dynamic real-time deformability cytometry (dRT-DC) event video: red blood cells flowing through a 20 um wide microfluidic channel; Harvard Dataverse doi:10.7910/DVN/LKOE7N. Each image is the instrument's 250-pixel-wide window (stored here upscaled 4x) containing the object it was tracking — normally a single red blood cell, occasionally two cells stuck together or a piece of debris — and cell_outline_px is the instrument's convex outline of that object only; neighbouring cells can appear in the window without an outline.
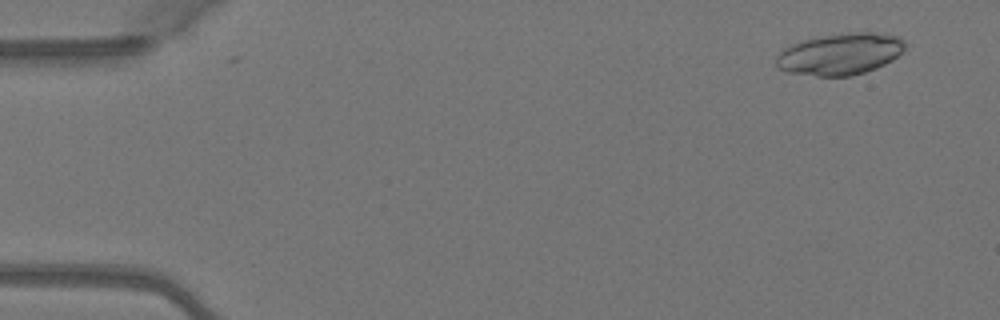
{"species": "Egyptian fruit bat (a non-hibernating species)", "species_latin": "Rousettus aegyptiacus", "temperature_condition": "warm", "stored_images_in_passage": 48, "camera_frame_rate_fps": 3000, "um_per_image_px": 0.085, "animal": {"sex": "female"}, "frame": {"image": 1, "passage_image": 2, "time_ms": 0.333, "image_size_px": [1000, 320], "cell_outline_px": [[908, 44], [892, 60], [876, 68], [852, 76], [816, 76], [788, 72], [776, 68], [776, 56], [784, 48], [792, 44], [804, 40], [824, 36], [848, 32], [876, 32], [900, 36]], "centroid_in_image_um": [71.42, 4.59], "position_along_channel_um": 13.6, "area_um2": 31.33}}
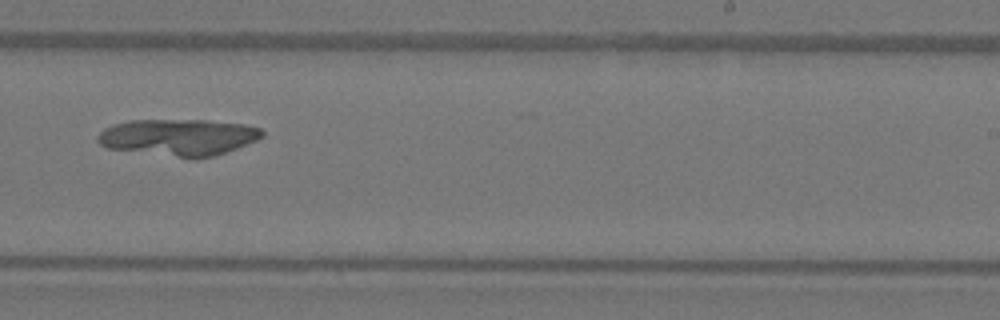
{"frame": {"image": 2, "passage_image": 30, "time_ms": 9.667, "image_size_px": [1000, 320], "cell_outline_px": [[264, 136], [256, 140], [236, 148], [212, 156], [176, 156], [108, 148], [100, 144], [96, 140], [96, 136], [104, 128], [112, 124], [128, 120], [204, 120], [248, 124], [260, 128], [264, 132]], "centroid_in_image_um": [15.15, 11.62], "position_along_channel_um": 273.8, "area_um2": 34.56}}
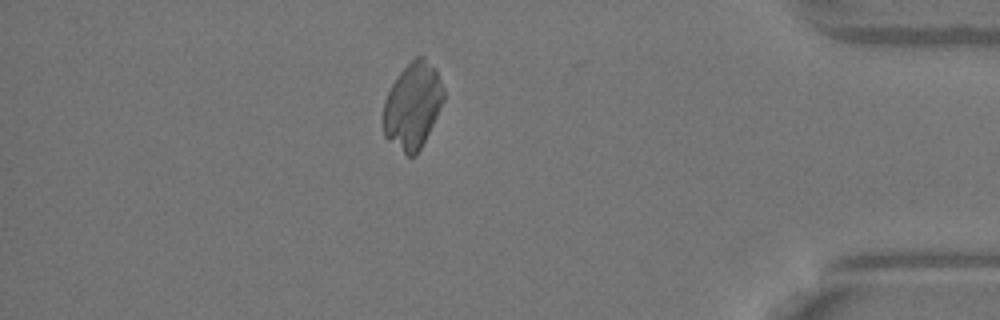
{"frame": {"image": 3, "passage_image": 42, "time_ms": 13.667, "image_size_px": [1000, 320], "cell_outline_px": [[444, 100], [416, 156], [408, 156], [388, 140], [384, 136], [384, 100], [396, 76], [416, 56], [424, 56], [436, 68], [444, 88]], "centroid_in_image_um": [35.08, 8.94], "position_along_channel_um": 400.1, "area_um2": 30.0}}